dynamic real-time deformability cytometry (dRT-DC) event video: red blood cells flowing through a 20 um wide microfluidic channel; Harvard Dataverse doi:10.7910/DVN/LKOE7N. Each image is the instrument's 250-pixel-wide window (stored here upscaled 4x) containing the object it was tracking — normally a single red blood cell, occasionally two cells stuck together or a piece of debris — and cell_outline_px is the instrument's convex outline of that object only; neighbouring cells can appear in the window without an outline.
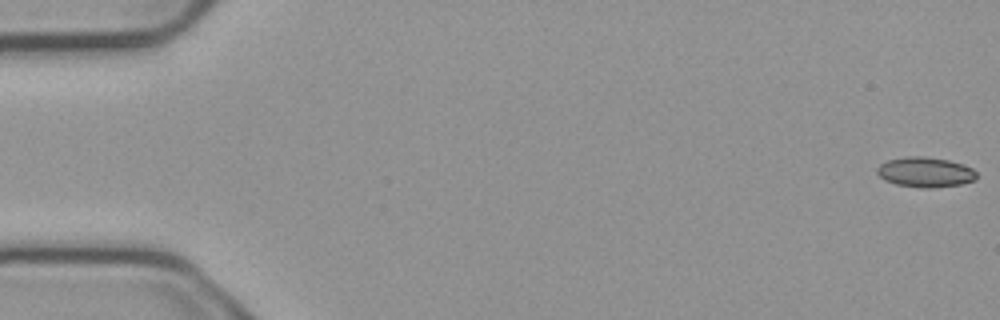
{"species": "common noctule bat (a hibernating species)", "species_latin": "Nyctalus noctula", "temperature_condition": "cold", "stored_images_in_passage": 10, "camera_frame_rate_fps": 3000, "um_per_image_px": 0.085, "animal": {"sex": "male", "body_mass_g": 23.1, "forearm_length_mm": 52.7}, "frame": {"image": 1, "passage_image": 1, "time_ms": 0.0, "image_size_px": [1000, 320], "cell_outline_px": [[976, 180], [960, 184], [896, 184], [884, 180], [876, 172], [876, 168], [880, 164], [888, 160], [908, 156], [920, 156], [948, 160], [964, 164], [972, 168], [976, 172]], "centroid_in_image_um": [78.63, 14.56], "position_along_channel_um": 6.4, "area_um2": 16.36}}
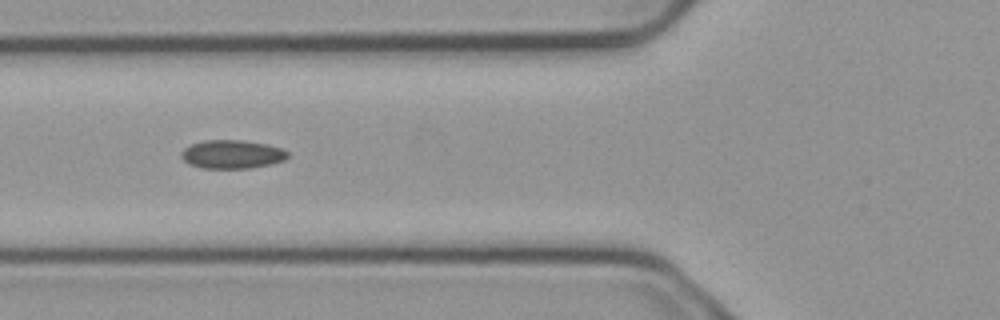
{"frame": {"image": 2, "passage_image": 6, "time_ms": 1.667, "image_size_px": [1000, 320], "cell_outline_px": [[288, 156], [284, 160], [268, 164], [248, 168], [200, 168], [184, 160], [180, 156], [180, 152], [184, 148], [192, 144], [204, 140], [244, 140], [268, 144], [280, 148], [288, 152]], "centroid_in_image_um": [19.7, 13.1], "position_along_channel_um": 106.1, "area_um2": 17.57}}
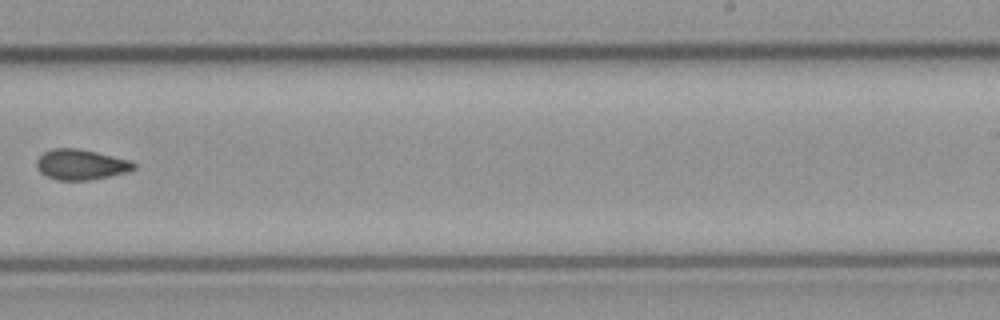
{"frame": {"image": 3, "passage_image": 10, "time_ms": 3.0, "image_size_px": [1000, 320], "cell_outline_px": [[136, 168], [124, 172], [108, 176], [88, 180], [56, 180], [40, 172], [36, 164], [36, 160], [44, 152], [52, 148], [76, 148], [96, 152], [132, 160], [136, 164]], "centroid_in_image_um": [6.87, 13.97], "position_along_channel_um": 282.1, "area_um2": 17.11}}